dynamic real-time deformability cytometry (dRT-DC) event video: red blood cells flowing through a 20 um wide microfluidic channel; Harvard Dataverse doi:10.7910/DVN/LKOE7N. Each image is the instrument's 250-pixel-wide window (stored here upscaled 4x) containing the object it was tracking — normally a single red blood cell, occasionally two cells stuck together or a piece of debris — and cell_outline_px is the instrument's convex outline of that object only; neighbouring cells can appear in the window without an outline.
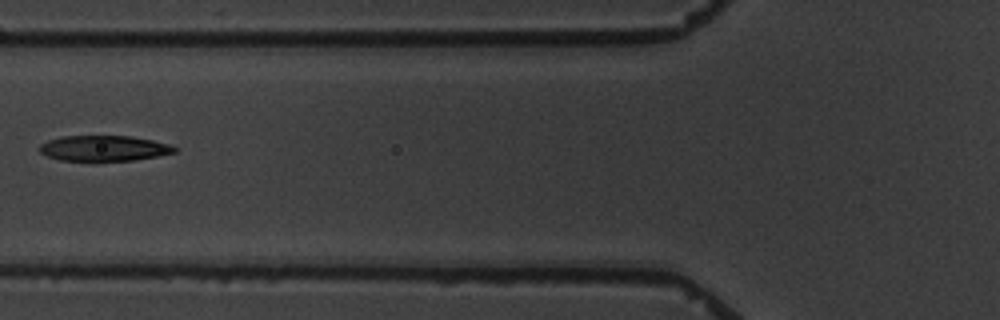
{"species": "common noctule bat (a hibernating species)", "species_latin": "Nyctalus noctula", "temperature_condition": "warm", "stored_images_in_passage": 4, "camera_frame_rate_fps": 3000, "um_per_image_px": 0.085, "animal": {"sex": "male", "body_mass_g": 19.5, "forearm_length_mm": 54.6}, "frame": {"image": 1, "passage_image": 2, "time_ms": 1.333, "image_size_px": [1000, 320], "cell_outline_px": [[176, 152], [156, 156], [132, 160], [60, 160], [48, 156], [40, 152], [40, 144], [48, 140], [60, 136], [132, 136], [152, 140], [168, 144], [176, 148]], "centroid_in_image_um": [8.81, 12.59], "position_along_channel_um": 117.0, "area_um2": 19.77}}
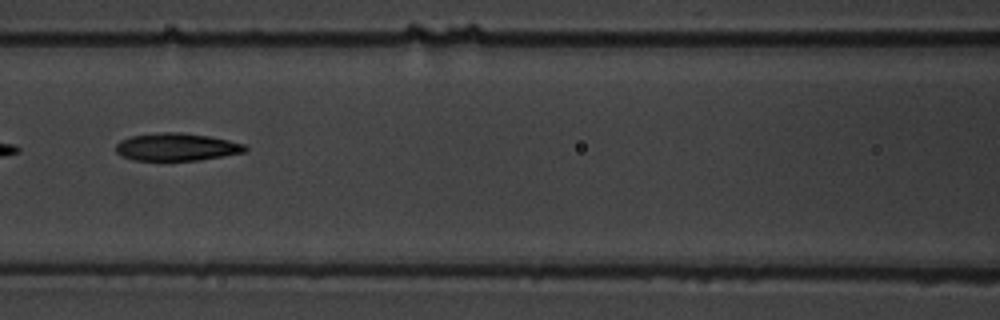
{"frame": {"image": 2, "passage_image": 3, "time_ms": 2.333, "image_size_px": [1000, 320], "cell_outline_px": [[248, 152], [200, 160], [132, 160], [120, 156], [116, 152], [116, 144], [120, 140], [132, 136], [164, 132], [180, 132], [208, 136], [228, 140], [244, 144], [248, 148]], "centroid_in_image_um": [15.02, 12.5], "position_along_channel_um": 151.6, "area_um2": 20.87}}
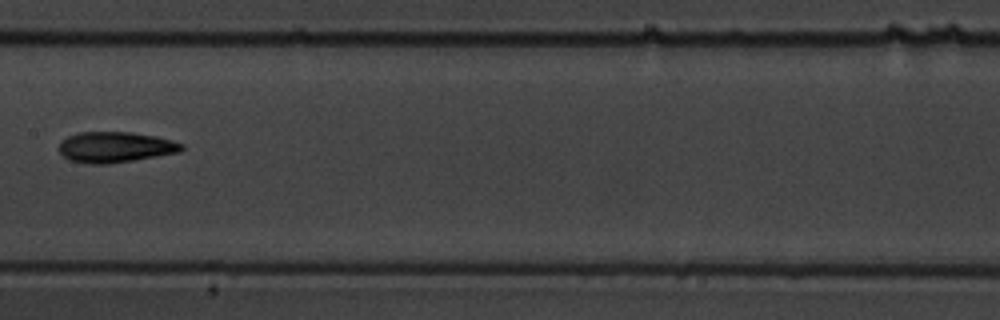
{"frame": {"image": 3, "passage_image": 4, "time_ms": 3.667, "image_size_px": [1000, 320], "cell_outline_px": [[184, 148], [180, 152], [108, 164], [88, 164], [68, 160], [56, 148], [68, 136], [80, 132], [132, 132], [156, 136], [172, 140], [184, 144]], "centroid_in_image_um": [9.79, 12.51], "position_along_channel_um": 197.6, "area_um2": 21.96}}